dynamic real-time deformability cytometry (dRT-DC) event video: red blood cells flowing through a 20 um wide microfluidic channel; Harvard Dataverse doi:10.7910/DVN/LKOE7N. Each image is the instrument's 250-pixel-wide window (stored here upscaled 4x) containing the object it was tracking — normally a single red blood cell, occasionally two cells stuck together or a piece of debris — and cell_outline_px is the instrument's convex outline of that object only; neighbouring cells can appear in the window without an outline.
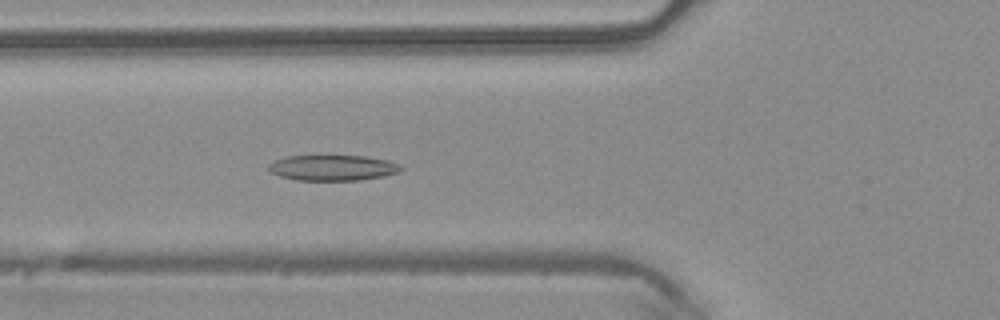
{"species": "common noctule bat (a hibernating species)", "species_latin": "Nyctalus noctula", "temperature_condition": "warm", "stored_images_in_passage": 48, "camera_frame_rate_fps": 3000, "um_per_image_px": 0.085, "animal": {"sex": "male", "body_mass_g": 20.4}, "frame": {"image": 1, "passage_image": 17, "time_ms": 5.333, "image_size_px": [1000, 320], "cell_outline_px": [[404, 168], [400, 172], [360, 180], [296, 180], [280, 176], [272, 172], [268, 168], [268, 164], [276, 160], [288, 156], [368, 156], [388, 160], [400, 164]], "centroid_in_image_um": [28.32, 14.26], "position_along_channel_um": 97.5, "area_um2": 19.65}}
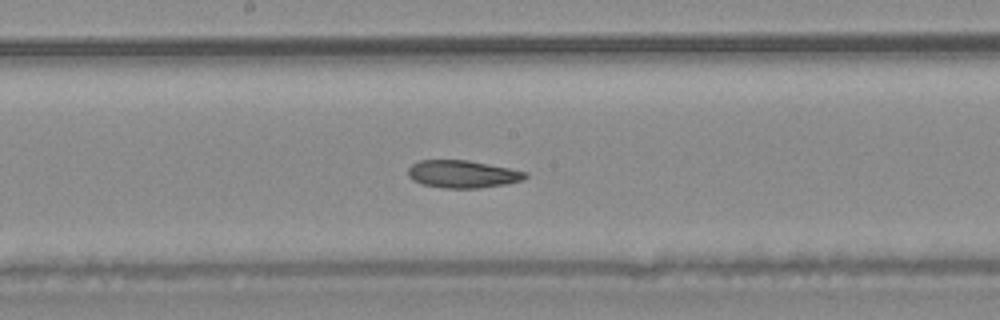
{"frame": {"image": 2, "passage_image": 25, "time_ms": 8.0, "image_size_px": [1000, 320], "cell_outline_px": [[528, 176], [524, 180], [508, 184], [480, 188], [444, 188], [420, 184], [412, 180], [408, 176], [408, 168], [412, 164], [420, 160], [468, 160], [528, 172]], "centroid_in_image_um": [39.32, 14.8], "position_along_channel_um": 208.9, "area_um2": 19.02}}
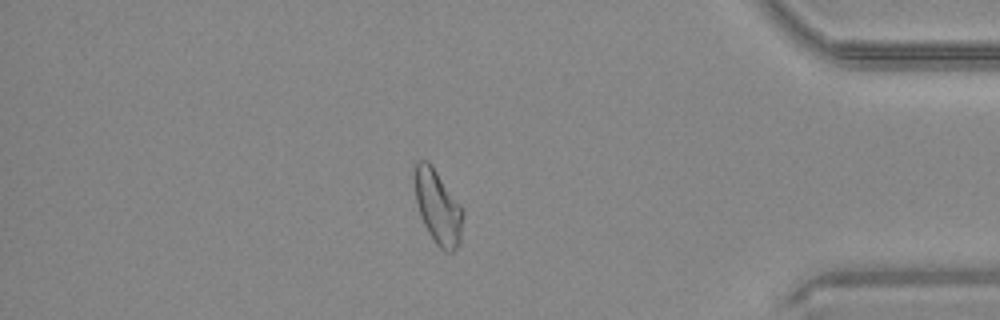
{"frame": {"image": 3, "passage_image": 41, "time_ms": 13.333, "image_size_px": [1000, 320], "cell_outline_px": [[464, 216], [460, 244], [452, 252], [448, 252], [440, 248], [436, 244], [428, 232], [424, 224], [416, 200], [412, 176], [416, 160], [428, 160], [432, 164], [464, 208]], "centroid_in_image_um": [37.23, 17.55], "position_along_channel_um": 398.0, "area_um2": 21.44}, "authors_computed_cell_mechanics": {"area_um2": 21.1259, "velocity_mm_per_s": 4.1707, "shape_relaxation_time_tau1_ms": 8.4768, "shape_relaxation_time_tau2_ms": 3.7124, "deformation_change_tau1": 0.1736, "deformation_change_tau2": 0.104}}